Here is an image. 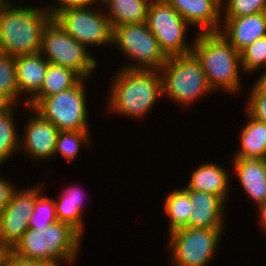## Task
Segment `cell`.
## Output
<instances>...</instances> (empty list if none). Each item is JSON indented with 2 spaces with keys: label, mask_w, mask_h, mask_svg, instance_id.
Segmentation results:
<instances>
[{
  "label": "cell",
  "mask_w": 266,
  "mask_h": 266,
  "mask_svg": "<svg viewBox=\"0 0 266 266\" xmlns=\"http://www.w3.org/2000/svg\"><path fill=\"white\" fill-rule=\"evenodd\" d=\"M52 19L49 8L15 7L0 0V47L12 57L40 52L42 32Z\"/></svg>",
  "instance_id": "1"
},
{
  "label": "cell",
  "mask_w": 266,
  "mask_h": 266,
  "mask_svg": "<svg viewBox=\"0 0 266 266\" xmlns=\"http://www.w3.org/2000/svg\"><path fill=\"white\" fill-rule=\"evenodd\" d=\"M192 54L200 62L212 90L240 91V52L219 32H199L193 41Z\"/></svg>",
  "instance_id": "2"
},
{
  "label": "cell",
  "mask_w": 266,
  "mask_h": 266,
  "mask_svg": "<svg viewBox=\"0 0 266 266\" xmlns=\"http://www.w3.org/2000/svg\"><path fill=\"white\" fill-rule=\"evenodd\" d=\"M113 79L108 109L119 115L144 117L163 95L159 70L120 69Z\"/></svg>",
  "instance_id": "3"
},
{
  "label": "cell",
  "mask_w": 266,
  "mask_h": 266,
  "mask_svg": "<svg viewBox=\"0 0 266 266\" xmlns=\"http://www.w3.org/2000/svg\"><path fill=\"white\" fill-rule=\"evenodd\" d=\"M81 238L71 225L57 221L44 229L28 228L10 252L41 263L77 258Z\"/></svg>",
  "instance_id": "4"
},
{
  "label": "cell",
  "mask_w": 266,
  "mask_h": 266,
  "mask_svg": "<svg viewBox=\"0 0 266 266\" xmlns=\"http://www.w3.org/2000/svg\"><path fill=\"white\" fill-rule=\"evenodd\" d=\"M159 71L162 76L163 96H168L178 104L189 106L203 94L213 91L200 62L192 53L167 57Z\"/></svg>",
  "instance_id": "5"
},
{
  "label": "cell",
  "mask_w": 266,
  "mask_h": 266,
  "mask_svg": "<svg viewBox=\"0 0 266 266\" xmlns=\"http://www.w3.org/2000/svg\"><path fill=\"white\" fill-rule=\"evenodd\" d=\"M85 80L74 87L46 98H32L27 107L53 123L59 131L89 130Z\"/></svg>",
  "instance_id": "6"
},
{
  "label": "cell",
  "mask_w": 266,
  "mask_h": 266,
  "mask_svg": "<svg viewBox=\"0 0 266 266\" xmlns=\"http://www.w3.org/2000/svg\"><path fill=\"white\" fill-rule=\"evenodd\" d=\"M40 53L49 63L70 68L85 80L96 69L97 62L86 47L72 38L53 18L43 29Z\"/></svg>",
  "instance_id": "7"
},
{
  "label": "cell",
  "mask_w": 266,
  "mask_h": 266,
  "mask_svg": "<svg viewBox=\"0 0 266 266\" xmlns=\"http://www.w3.org/2000/svg\"><path fill=\"white\" fill-rule=\"evenodd\" d=\"M146 24L166 57L192 53L193 42L188 44L185 40L189 24L165 0L150 2Z\"/></svg>",
  "instance_id": "8"
},
{
  "label": "cell",
  "mask_w": 266,
  "mask_h": 266,
  "mask_svg": "<svg viewBox=\"0 0 266 266\" xmlns=\"http://www.w3.org/2000/svg\"><path fill=\"white\" fill-rule=\"evenodd\" d=\"M112 44L137 63L123 69L160 70L167 60L146 22L113 27Z\"/></svg>",
  "instance_id": "9"
},
{
  "label": "cell",
  "mask_w": 266,
  "mask_h": 266,
  "mask_svg": "<svg viewBox=\"0 0 266 266\" xmlns=\"http://www.w3.org/2000/svg\"><path fill=\"white\" fill-rule=\"evenodd\" d=\"M91 5L57 9L52 18L85 47L112 44L113 28L110 20L103 12L90 8Z\"/></svg>",
  "instance_id": "10"
},
{
  "label": "cell",
  "mask_w": 266,
  "mask_h": 266,
  "mask_svg": "<svg viewBox=\"0 0 266 266\" xmlns=\"http://www.w3.org/2000/svg\"><path fill=\"white\" fill-rule=\"evenodd\" d=\"M223 231L206 228H181L169 233L172 266H206L219 247Z\"/></svg>",
  "instance_id": "11"
},
{
  "label": "cell",
  "mask_w": 266,
  "mask_h": 266,
  "mask_svg": "<svg viewBox=\"0 0 266 266\" xmlns=\"http://www.w3.org/2000/svg\"><path fill=\"white\" fill-rule=\"evenodd\" d=\"M42 187L38 185L26 190L16 189L0 213V245L6 251H11L29 228L34 203Z\"/></svg>",
  "instance_id": "12"
},
{
  "label": "cell",
  "mask_w": 266,
  "mask_h": 266,
  "mask_svg": "<svg viewBox=\"0 0 266 266\" xmlns=\"http://www.w3.org/2000/svg\"><path fill=\"white\" fill-rule=\"evenodd\" d=\"M26 129L19 140V146L34 159H51L55 156V148L59 135L57 127L44 119L38 112L28 119Z\"/></svg>",
  "instance_id": "13"
},
{
  "label": "cell",
  "mask_w": 266,
  "mask_h": 266,
  "mask_svg": "<svg viewBox=\"0 0 266 266\" xmlns=\"http://www.w3.org/2000/svg\"><path fill=\"white\" fill-rule=\"evenodd\" d=\"M219 33L239 52L266 36V11L245 17H225Z\"/></svg>",
  "instance_id": "14"
},
{
  "label": "cell",
  "mask_w": 266,
  "mask_h": 266,
  "mask_svg": "<svg viewBox=\"0 0 266 266\" xmlns=\"http://www.w3.org/2000/svg\"><path fill=\"white\" fill-rule=\"evenodd\" d=\"M184 189L189 193L191 214L189 228L219 229L224 226V202L219 196L207 192Z\"/></svg>",
  "instance_id": "15"
},
{
  "label": "cell",
  "mask_w": 266,
  "mask_h": 266,
  "mask_svg": "<svg viewBox=\"0 0 266 266\" xmlns=\"http://www.w3.org/2000/svg\"><path fill=\"white\" fill-rule=\"evenodd\" d=\"M189 25L200 27L201 33L219 32L221 9L212 0H165ZM220 26V27H219Z\"/></svg>",
  "instance_id": "16"
},
{
  "label": "cell",
  "mask_w": 266,
  "mask_h": 266,
  "mask_svg": "<svg viewBox=\"0 0 266 266\" xmlns=\"http://www.w3.org/2000/svg\"><path fill=\"white\" fill-rule=\"evenodd\" d=\"M234 170L247 196L258 207L266 200V159L234 158Z\"/></svg>",
  "instance_id": "17"
},
{
  "label": "cell",
  "mask_w": 266,
  "mask_h": 266,
  "mask_svg": "<svg viewBox=\"0 0 266 266\" xmlns=\"http://www.w3.org/2000/svg\"><path fill=\"white\" fill-rule=\"evenodd\" d=\"M19 96L29 94L27 103L41 90L49 62L40 52L15 57ZM26 92V93H25Z\"/></svg>",
  "instance_id": "18"
},
{
  "label": "cell",
  "mask_w": 266,
  "mask_h": 266,
  "mask_svg": "<svg viewBox=\"0 0 266 266\" xmlns=\"http://www.w3.org/2000/svg\"><path fill=\"white\" fill-rule=\"evenodd\" d=\"M187 188L219 196L224 202L228 196L229 176L224 168L205 162L191 174Z\"/></svg>",
  "instance_id": "19"
},
{
  "label": "cell",
  "mask_w": 266,
  "mask_h": 266,
  "mask_svg": "<svg viewBox=\"0 0 266 266\" xmlns=\"http://www.w3.org/2000/svg\"><path fill=\"white\" fill-rule=\"evenodd\" d=\"M152 0H101L108 12L112 28L118 25L146 22L149 4Z\"/></svg>",
  "instance_id": "20"
},
{
  "label": "cell",
  "mask_w": 266,
  "mask_h": 266,
  "mask_svg": "<svg viewBox=\"0 0 266 266\" xmlns=\"http://www.w3.org/2000/svg\"><path fill=\"white\" fill-rule=\"evenodd\" d=\"M249 121L240 134V146L234 158L266 159V123L253 118L248 112Z\"/></svg>",
  "instance_id": "21"
},
{
  "label": "cell",
  "mask_w": 266,
  "mask_h": 266,
  "mask_svg": "<svg viewBox=\"0 0 266 266\" xmlns=\"http://www.w3.org/2000/svg\"><path fill=\"white\" fill-rule=\"evenodd\" d=\"M82 193L79 187L69 186L54 202L58 221L71 225L83 236L84 225L81 217L84 195Z\"/></svg>",
  "instance_id": "22"
},
{
  "label": "cell",
  "mask_w": 266,
  "mask_h": 266,
  "mask_svg": "<svg viewBox=\"0 0 266 266\" xmlns=\"http://www.w3.org/2000/svg\"><path fill=\"white\" fill-rule=\"evenodd\" d=\"M82 77L74 70L49 63L41 90L33 98H46L74 87Z\"/></svg>",
  "instance_id": "23"
},
{
  "label": "cell",
  "mask_w": 266,
  "mask_h": 266,
  "mask_svg": "<svg viewBox=\"0 0 266 266\" xmlns=\"http://www.w3.org/2000/svg\"><path fill=\"white\" fill-rule=\"evenodd\" d=\"M164 213L169 217V233L188 227L191 214L189 193L183 189H175L164 198Z\"/></svg>",
  "instance_id": "24"
},
{
  "label": "cell",
  "mask_w": 266,
  "mask_h": 266,
  "mask_svg": "<svg viewBox=\"0 0 266 266\" xmlns=\"http://www.w3.org/2000/svg\"><path fill=\"white\" fill-rule=\"evenodd\" d=\"M13 110L14 106L10 105L0 113V164L6 162L20 148V136L16 131Z\"/></svg>",
  "instance_id": "25"
},
{
  "label": "cell",
  "mask_w": 266,
  "mask_h": 266,
  "mask_svg": "<svg viewBox=\"0 0 266 266\" xmlns=\"http://www.w3.org/2000/svg\"><path fill=\"white\" fill-rule=\"evenodd\" d=\"M16 73L15 57L0 54V97L13 106L19 98Z\"/></svg>",
  "instance_id": "26"
},
{
  "label": "cell",
  "mask_w": 266,
  "mask_h": 266,
  "mask_svg": "<svg viewBox=\"0 0 266 266\" xmlns=\"http://www.w3.org/2000/svg\"><path fill=\"white\" fill-rule=\"evenodd\" d=\"M89 130L80 131H59L55 154L62 155L67 158L69 162L75 159L80 151L81 146L90 144Z\"/></svg>",
  "instance_id": "27"
},
{
  "label": "cell",
  "mask_w": 266,
  "mask_h": 266,
  "mask_svg": "<svg viewBox=\"0 0 266 266\" xmlns=\"http://www.w3.org/2000/svg\"><path fill=\"white\" fill-rule=\"evenodd\" d=\"M41 194L36 198L33 213L30 216V229H44L58 221L55 210L54 199Z\"/></svg>",
  "instance_id": "28"
},
{
  "label": "cell",
  "mask_w": 266,
  "mask_h": 266,
  "mask_svg": "<svg viewBox=\"0 0 266 266\" xmlns=\"http://www.w3.org/2000/svg\"><path fill=\"white\" fill-rule=\"evenodd\" d=\"M241 68L248 73L257 71L266 63V36L255 40L240 52Z\"/></svg>",
  "instance_id": "29"
},
{
  "label": "cell",
  "mask_w": 266,
  "mask_h": 266,
  "mask_svg": "<svg viewBox=\"0 0 266 266\" xmlns=\"http://www.w3.org/2000/svg\"><path fill=\"white\" fill-rule=\"evenodd\" d=\"M224 17H245L266 11V0H225ZM225 8V9H224Z\"/></svg>",
  "instance_id": "30"
},
{
  "label": "cell",
  "mask_w": 266,
  "mask_h": 266,
  "mask_svg": "<svg viewBox=\"0 0 266 266\" xmlns=\"http://www.w3.org/2000/svg\"><path fill=\"white\" fill-rule=\"evenodd\" d=\"M251 89L246 111L253 118L266 123V93L259 92L254 86Z\"/></svg>",
  "instance_id": "31"
},
{
  "label": "cell",
  "mask_w": 266,
  "mask_h": 266,
  "mask_svg": "<svg viewBox=\"0 0 266 266\" xmlns=\"http://www.w3.org/2000/svg\"><path fill=\"white\" fill-rule=\"evenodd\" d=\"M17 187H14L12 183L8 180L0 177V213L5 208V206L10 202L12 194Z\"/></svg>",
  "instance_id": "32"
},
{
  "label": "cell",
  "mask_w": 266,
  "mask_h": 266,
  "mask_svg": "<svg viewBox=\"0 0 266 266\" xmlns=\"http://www.w3.org/2000/svg\"><path fill=\"white\" fill-rule=\"evenodd\" d=\"M2 266H41V262L22 259L15 256L10 251H7L4 256Z\"/></svg>",
  "instance_id": "33"
},
{
  "label": "cell",
  "mask_w": 266,
  "mask_h": 266,
  "mask_svg": "<svg viewBox=\"0 0 266 266\" xmlns=\"http://www.w3.org/2000/svg\"><path fill=\"white\" fill-rule=\"evenodd\" d=\"M59 1V4L54 7H49V10L52 12V14L57 10L61 8H66V7H72V6H87L90 4H95L97 1L101 0H57V3ZM53 8V9H52Z\"/></svg>",
  "instance_id": "34"
},
{
  "label": "cell",
  "mask_w": 266,
  "mask_h": 266,
  "mask_svg": "<svg viewBox=\"0 0 266 266\" xmlns=\"http://www.w3.org/2000/svg\"><path fill=\"white\" fill-rule=\"evenodd\" d=\"M259 92L266 93V69L253 85Z\"/></svg>",
  "instance_id": "35"
},
{
  "label": "cell",
  "mask_w": 266,
  "mask_h": 266,
  "mask_svg": "<svg viewBox=\"0 0 266 266\" xmlns=\"http://www.w3.org/2000/svg\"><path fill=\"white\" fill-rule=\"evenodd\" d=\"M74 259L76 258H69V259H65V260H57V261H53V262H45V263H41V266H60L59 262H64L66 261L67 263H71Z\"/></svg>",
  "instance_id": "36"
},
{
  "label": "cell",
  "mask_w": 266,
  "mask_h": 266,
  "mask_svg": "<svg viewBox=\"0 0 266 266\" xmlns=\"http://www.w3.org/2000/svg\"><path fill=\"white\" fill-rule=\"evenodd\" d=\"M10 105L0 97V113H2L6 108H8Z\"/></svg>",
  "instance_id": "37"
},
{
  "label": "cell",
  "mask_w": 266,
  "mask_h": 266,
  "mask_svg": "<svg viewBox=\"0 0 266 266\" xmlns=\"http://www.w3.org/2000/svg\"><path fill=\"white\" fill-rule=\"evenodd\" d=\"M259 215V219H260V222L261 225H262V228H264V230H266V214H258Z\"/></svg>",
  "instance_id": "38"
},
{
  "label": "cell",
  "mask_w": 266,
  "mask_h": 266,
  "mask_svg": "<svg viewBox=\"0 0 266 266\" xmlns=\"http://www.w3.org/2000/svg\"><path fill=\"white\" fill-rule=\"evenodd\" d=\"M257 209L259 210V214H266V200Z\"/></svg>",
  "instance_id": "39"
},
{
  "label": "cell",
  "mask_w": 266,
  "mask_h": 266,
  "mask_svg": "<svg viewBox=\"0 0 266 266\" xmlns=\"http://www.w3.org/2000/svg\"><path fill=\"white\" fill-rule=\"evenodd\" d=\"M6 253L7 251L0 245V266H2V262Z\"/></svg>",
  "instance_id": "40"
},
{
  "label": "cell",
  "mask_w": 266,
  "mask_h": 266,
  "mask_svg": "<svg viewBox=\"0 0 266 266\" xmlns=\"http://www.w3.org/2000/svg\"><path fill=\"white\" fill-rule=\"evenodd\" d=\"M220 9H222L223 4H225L224 0H212ZM223 3V4H222Z\"/></svg>",
  "instance_id": "41"
}]
</instances>
